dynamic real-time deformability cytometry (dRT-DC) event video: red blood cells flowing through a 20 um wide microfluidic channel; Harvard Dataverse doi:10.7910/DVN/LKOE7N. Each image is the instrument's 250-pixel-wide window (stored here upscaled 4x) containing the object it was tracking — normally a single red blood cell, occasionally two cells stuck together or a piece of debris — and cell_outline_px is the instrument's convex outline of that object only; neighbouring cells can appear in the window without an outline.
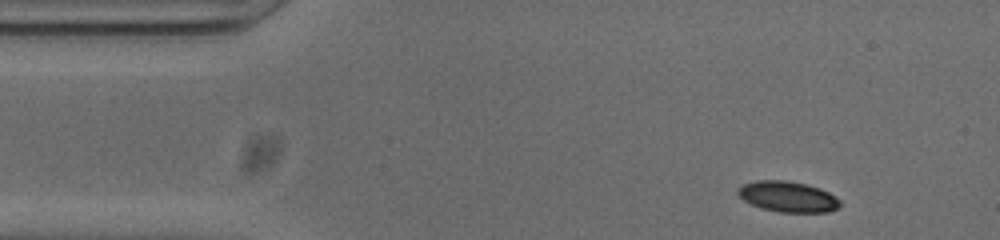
{"species": "common noctule bat (a hibernating species)", "species_latin": "Nyctalus noctula", "temperature_condition": "cold", "stored_images_in_passage": 49, "camera_frame_rate_fps": 3000, "um_per_image_px": 0.085, "animal": {"sex": "male", "body_mass_g": 20.0, "forearm_length_mm": 53.3}, "frame": {"image": 1, "passage_image": 2, "time_ms": 0.333, "image_size_px": [1000, 240], "cell_outline_px": [[840, 204], [836, 208], [828, 212], [780, 212], [760, 208], [744, 200], [736, 192], [736, 188], [744, 184], [756, 180], [788, 180], [808, 184], [820, 188], [836, 196], [840, 200]], "centroid_in_image_um": [66.96, 16.7], "position_along_channel_um": 18.0, "area_um2": 18.38}}
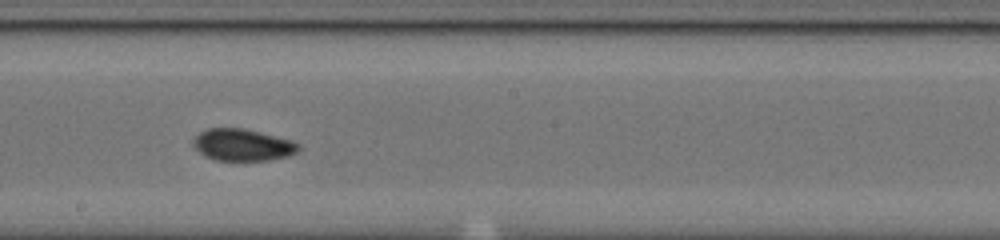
{"frame": {"image": 2, "passage_image": 24, "time_ms": 7.667, "image_size_px": [1000, 240], "cell_outline_px": [[300, 148], [296, 152], [288, 156], [268, 160], [216, 160], [204, 156], [192, 144], [192, 140], [200, 132], [208, 128], [244, 128], [292, 140], [300, 144]], "centroid_in_image_um": [20.62, 12.31], "position_along_channel_um": 227.6, "area_um2": 19.54}}
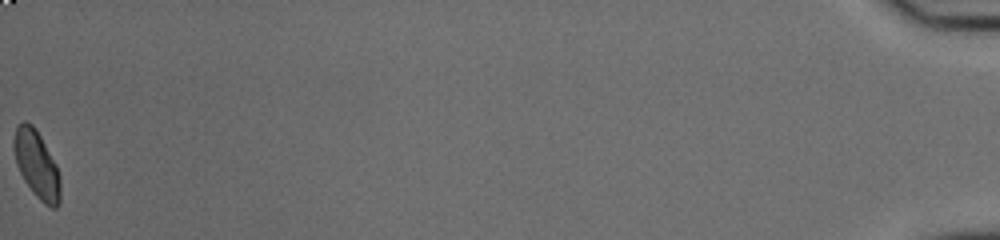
{"frame": {"image": 3, "passage_image": 49, "time_ms": 16.0, "image_size_px": [1000, 240], "cell_outline_px": [[60, 204], [56, 208], [52, 208], [44, 204], [32, 192], [24, 180], [16, 164], [12, 144], [12, 140], [16, 128], [24, 120], [32, 124], [36, 128], [56, 164], [60, 176]], "centroid_in_image_um": [3.11, 13.99], "position_along_channel_um": 432.1, "area_um2": 18.44}, "authors_computed_cell_mechanics": {"area_um2": 18.9006, "velocity_mm_per_s": 3.836, "shape_relaxation_time_tau1_ms": null, "shape_relaxation_time_tau2_ms": 2.674, "deformation_change_tau1": null, "deformation_change_tau2": 0.0564}}